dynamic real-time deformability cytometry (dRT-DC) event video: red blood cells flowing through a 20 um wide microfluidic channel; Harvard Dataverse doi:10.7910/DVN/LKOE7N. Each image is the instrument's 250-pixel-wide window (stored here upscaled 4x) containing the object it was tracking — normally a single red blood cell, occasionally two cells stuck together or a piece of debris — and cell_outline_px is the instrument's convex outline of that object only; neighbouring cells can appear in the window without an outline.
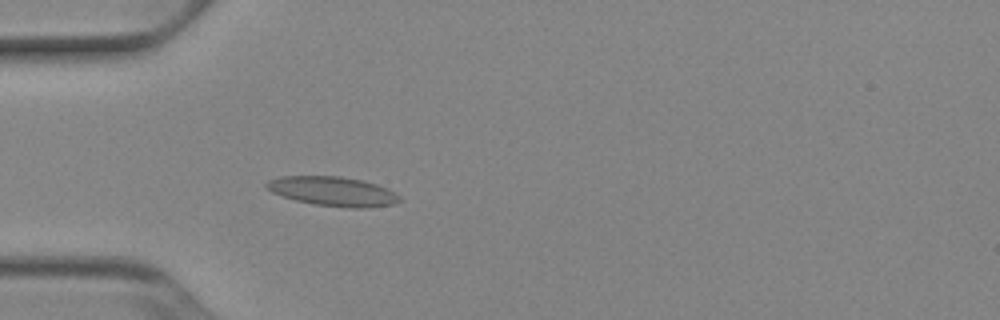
{"species": "Egyptian fruit bat (a non-hibernating species)", "species_latin": "Rousettus aegyptiacus", "temperature_condition": "cold", "stored_images_in_passage": 52, "camera_frame_rate_fps": 3000, "um_per_image_px": 0.085, "animal": {"sex": "female"}, "frame": {"image": 1, "passage_image": 16, "time_ms": 5.0, "image_size_px": [1000, 320], "cell_outline_px": [[400, 200], [396, 204], [364, 208], [352, 208], [312, 204], [296, 200], [272, 192], [264, 184], [268, 180], [280, 176], [340, 176], [364, 180], [388, 188], [396, 192], [400, 196]], "centroid_in_image_um": [28.34, 16.26], "position_along_channel_um": 56.7, "area_um2": 22.89}}
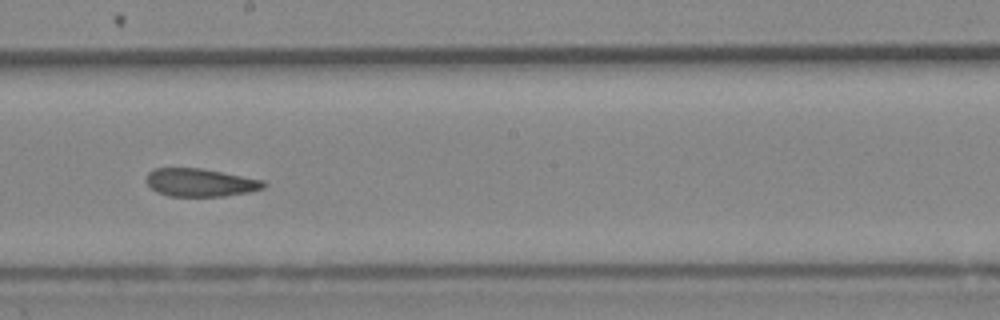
{"frame": {"image": 2, "passage_image": 30, "time_ms": 9.667, "image_size_px": [1000, 320], "cell_outline_px": [[268, 184], [264, 188], [248, 192], [224, 196], [168, 196], [156, 192], [144, 180], [148, 172], [152, 168], [200, 168], [264, 180]], "centroid_in_image_um": [17.0, 15.51], "position_along_channel_um": 231.2, "area_um2": 19.25}}
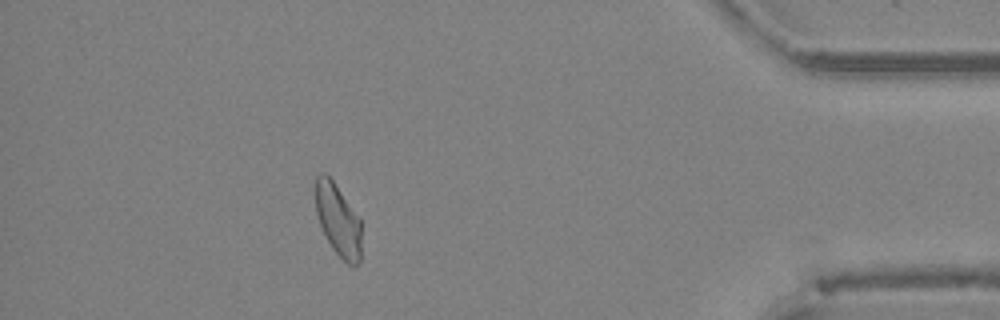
{"frame": {"image": 3, "passage_image": 47, "time_ms": 15.333, "image_size_px": [1000, 320], "cell_outline_px": [[360, 260], [352, 268], [332, 248], [320, 224], [316, 212], [316, 176], [320, 172], [324, 172], [332, 180], [360, 220]], "centroid_in_image_um": [28.72, 18.71], "position_along_channel_um": 406.5, "area_um2": 18.67}, "authors_computed_cell_mechanics": {"area_um2": 20.4901, "velocity_mm_per_s": 3.8864, "shape_relaxation_time_tau1_ms": 6.6097, "shape_relaxation_time_tau2_ms": 1.9734, "deformation_change_tau1": 0.1579, "deformation_change_tau2": 0.0981}}